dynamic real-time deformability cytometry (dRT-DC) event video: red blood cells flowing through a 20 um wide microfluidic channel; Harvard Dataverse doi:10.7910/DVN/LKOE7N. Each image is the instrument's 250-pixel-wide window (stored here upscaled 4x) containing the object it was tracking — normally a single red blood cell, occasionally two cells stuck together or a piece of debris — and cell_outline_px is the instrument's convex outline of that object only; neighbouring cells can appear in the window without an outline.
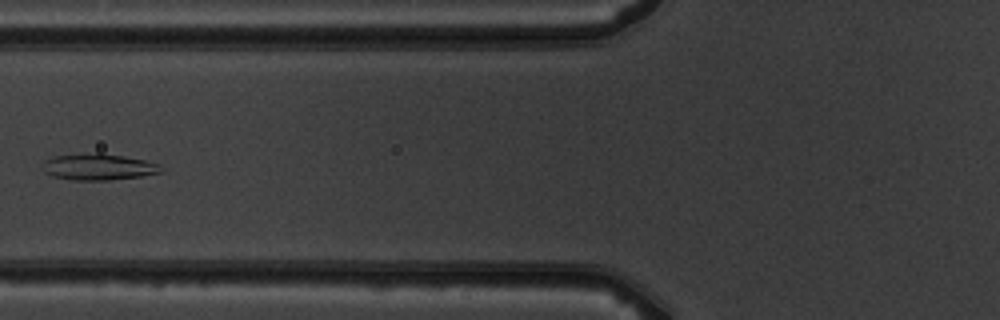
{"species": "common noctule bat (a hibernating species)", "species_latin": "Nyctalus noctula", "temperature_condition": "warm", "stored_images_in_passage": 7, "camera_frame_rate_fps": 3000, "um_per_image_px": 0.085, "animal": {"sex": "male", "body_mass_g": 19.5, "forearm_length_mm": 54.6}, "frame": {"image": 1, "passage_image": 6, "time_ms": 6.0, "image_size_px": [1000, 320], "cell_outline_px": [[164, 168], [160, 172], [140, 176], [108, 180], [72, 180], [52, 176], [44, 172], [40, 168], [44, 160], [56, 156], [96, 152], [124, 156], [144, 160], [160, 164]], "centroid_in_image_um": [8.33, 14.18], "position_along_channel_um": 117.5, "area_um2": 18.26}}